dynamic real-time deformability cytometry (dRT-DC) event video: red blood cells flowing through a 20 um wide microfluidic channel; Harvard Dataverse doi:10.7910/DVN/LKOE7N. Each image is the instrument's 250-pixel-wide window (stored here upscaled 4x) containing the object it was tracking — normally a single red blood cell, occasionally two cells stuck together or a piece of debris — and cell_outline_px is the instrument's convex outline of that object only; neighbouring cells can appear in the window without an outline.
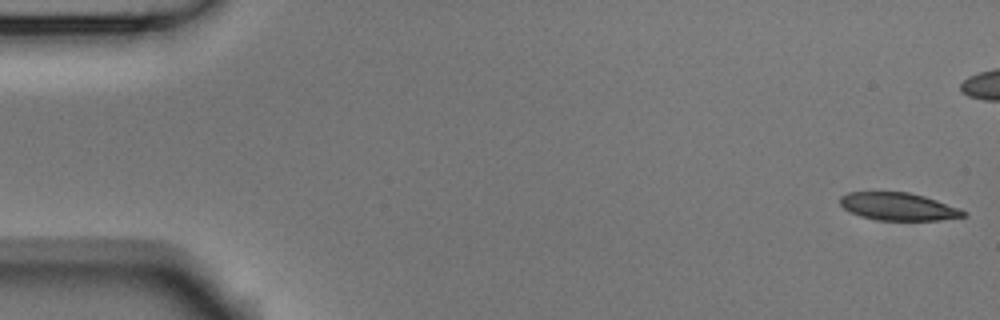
{"species": "Egyptian fruit bat (a non-hibernating species)", "species_latin": "Rousettus aegyptiacus", "temperature_condition": "room temperature", "stored_images_in_passage": 54, "camera_frame_rate_fps": 3000, "um_per_image_px": 0.085, "animal": {"sex": "male"}, "frame": {"image": 1, "passage_image": 1, "time_ms": 0.0, "image_size_px": [1000, 320], "cell_outline_px": [[968, 216], [940, 220], [880, 220], [860, 216], [848, 212], [840, 204], [840, 196], [848, 192], [908, 192], [924, 196], [960, 208], [968, 212]], "centroid_in_image_um": [76.37, 17.56], "position_along_channel_um": 8.6, "area_um2": 20.0}}
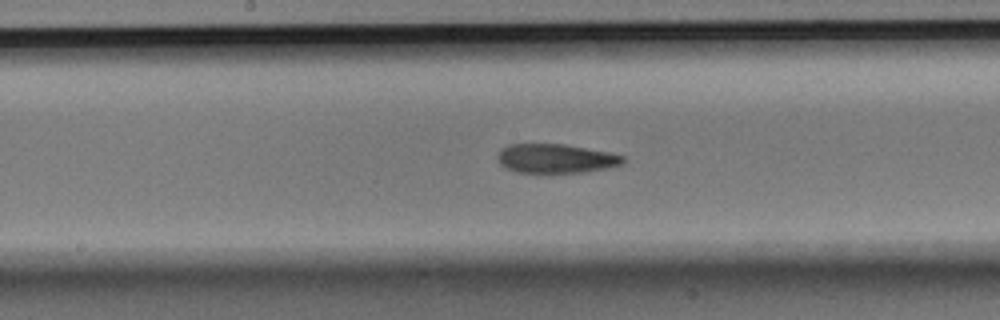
{"frame": {"image": 2, "passage_image": 27, "time_ms": 8.667, "image_size_px": [1000, 320], "cell_outline_px": [[624, 160], [620, 164], [608, 168], [580, 172], [516, 172], [500, 164], [500, 152], [504, 148], [512, 144], [564, 144], [608, 152], [624, 156]], "centroid_in_image_um": [47.28, 13.47], "position_along_channel_um": 200.9, "area_um2": 20.69}}
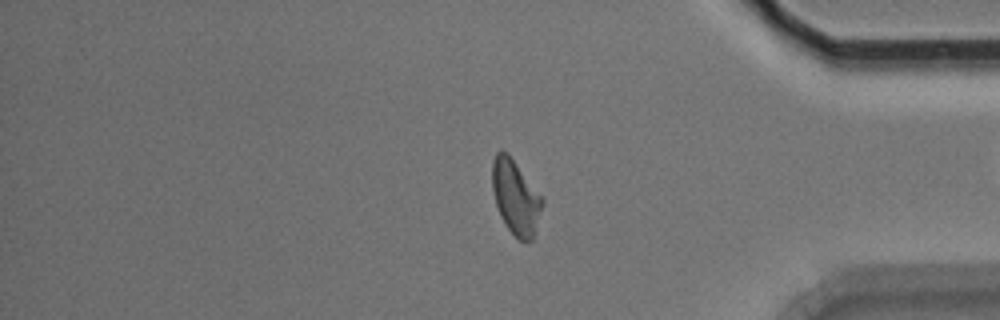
{"frame": {"image": 3, "passage_image": 44, "time_ms": 14.333, "image_size_px": [1000, 320], "cell_outline_px": [[544, 204], [532, 240], [528, 244], [520, 240], [508, 228], [500, 216], [496, 204], [492, 188], [492, 160], [496, 152], [500, 148], [508, 152], [544, 200]], "centroid_in_image_um": [43.82, 16.74], "position_along_channel_um": 391.4, "area_um2": 21.79}, "authors_computed_cell_mechanics": {"area_um2": 21.5883, "velocity_mm_per_s": 3.7663, "shape_relaxation_time_tau1_ms": null, "shape_relaxation_time_tau2_ms": 4.588, "deformation_change_tau1": null, "deformation_change_tau2": 0.1283}}